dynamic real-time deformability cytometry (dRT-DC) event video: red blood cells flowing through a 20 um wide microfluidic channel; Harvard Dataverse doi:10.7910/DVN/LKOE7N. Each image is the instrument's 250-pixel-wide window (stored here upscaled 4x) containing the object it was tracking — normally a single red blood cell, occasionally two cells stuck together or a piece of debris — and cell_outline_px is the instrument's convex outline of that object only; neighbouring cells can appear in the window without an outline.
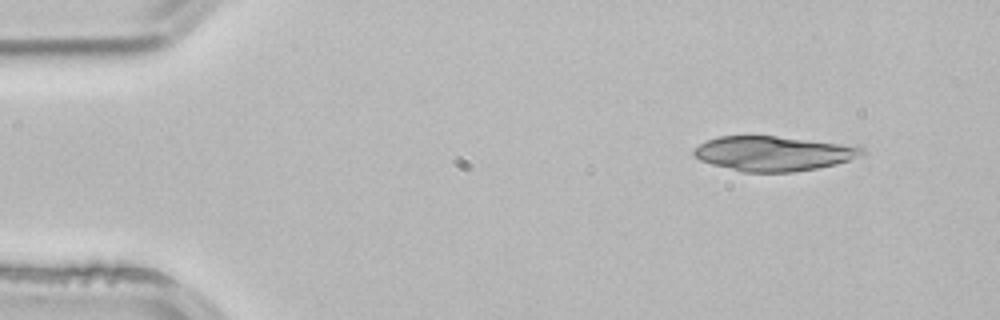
{"species": "common noctule bat (a hibernating species)", "species_latin": "Nyctalus noctula", "temperature_condition": "room temperature", "stored_images_in_passage": 3, "camera_frame_rate_fps": 3000, "um_per_image_px": 0.085, "animal": {"sex": "male", "body_mass_g": 21.5, "forearm_length_mm": 52.0}, "frame": {"image": 1, "passage_image": 1, "time_ms": 0.0, "image_size_px": [1000, 320], "cell_outline_px": [[868, 152], [860, 156], [836, 164], [816, 168], [792, 172], [744, 172], [712, 164], [700, 160], [692, 156], [692, 148], [708, 140], [720, 136], [776, 136], [840, 144], [864, 148]], "centroid_in_image_um": [65.69, 13.05], "position_along_channel_um": 19.3, "area_um2": 33.76}}